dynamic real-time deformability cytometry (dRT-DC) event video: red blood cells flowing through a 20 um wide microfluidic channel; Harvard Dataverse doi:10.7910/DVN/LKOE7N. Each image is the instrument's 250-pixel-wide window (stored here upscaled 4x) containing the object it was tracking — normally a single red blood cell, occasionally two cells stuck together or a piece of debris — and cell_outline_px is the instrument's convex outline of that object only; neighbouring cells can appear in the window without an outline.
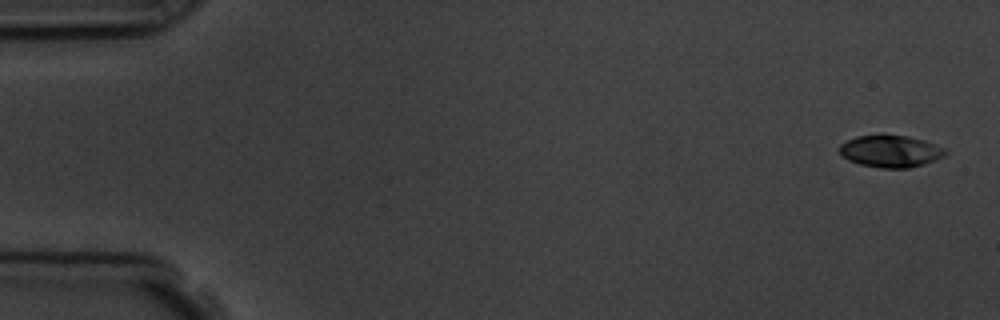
{"species": "common noctule bat (a hibernating species)", "species_latin": "Nyctalus noctula", "temperature_condition": "room temperature", "stored_images_in_passage": 4, "camera_frame_rate_fps": 3000, "um_per_image_px": 0.085, "animal": {"sex": "male", "body_mass_g": 19.5, "forearm_length_mm": 54.6}, "frame": {"image": 1, "passage_image": 1, "time_ms": 0.0, "image_size_px": [1000, 320], "cell_outline_px": [[948, 152], [944, 156], [936, 160], [924, 164], [908, 168], [880, 168], [860, 164], [848, 160], [840, 152], [840, 144], [856, 136], [908, 136], [924, 140], [944, 148]], "centroid_in_image_um": [75.72, 12.87], "position_along_channel_um": 9.3, "area_um2": 19.48}}